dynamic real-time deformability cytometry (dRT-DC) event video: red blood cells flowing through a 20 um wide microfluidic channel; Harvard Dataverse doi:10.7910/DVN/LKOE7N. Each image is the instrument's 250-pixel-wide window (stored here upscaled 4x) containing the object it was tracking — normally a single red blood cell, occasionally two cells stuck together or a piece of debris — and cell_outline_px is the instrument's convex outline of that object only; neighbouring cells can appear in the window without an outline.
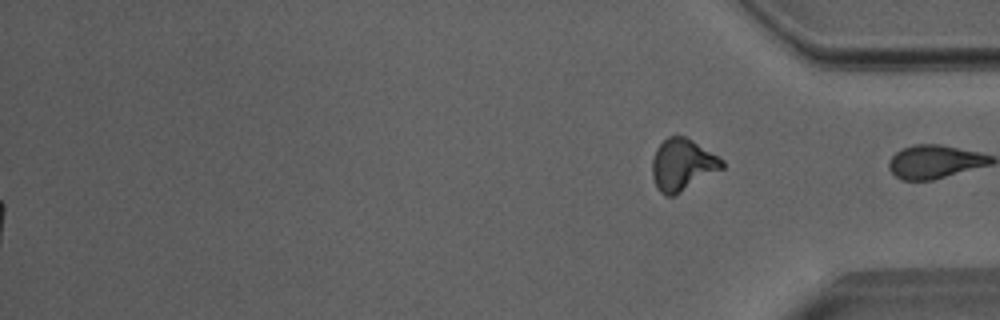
{"species": "Egyptian fruit bat (a non-hibernating species)", "species_latin": "Rousettus aegyptiacus", "temperature_condition": "room temperature", "stored_images_in_passage": 53, "segment_of_instrument_passage": [2, 2], "camera_frame_rate_fps": 3000, "um_per_image_px": 0.085, "animal": {"sex": "male"}, "frame": {"image": 1, "passage_image": 53, "time_ms": 17.333, "image_size_px": [1000, 320], "cell_outline_px": [[724, 168], [680, 192], [672, 196], [664, 196], [656, 188], [652, 176], [652, 160], [656, 148], [668, 136], [684, 136], [692, 140], [724, 160]], "centroid_in_image_um": [57.99, 14.01], "position_along_channel_um": 377.2, "area_um2": 20.98}}